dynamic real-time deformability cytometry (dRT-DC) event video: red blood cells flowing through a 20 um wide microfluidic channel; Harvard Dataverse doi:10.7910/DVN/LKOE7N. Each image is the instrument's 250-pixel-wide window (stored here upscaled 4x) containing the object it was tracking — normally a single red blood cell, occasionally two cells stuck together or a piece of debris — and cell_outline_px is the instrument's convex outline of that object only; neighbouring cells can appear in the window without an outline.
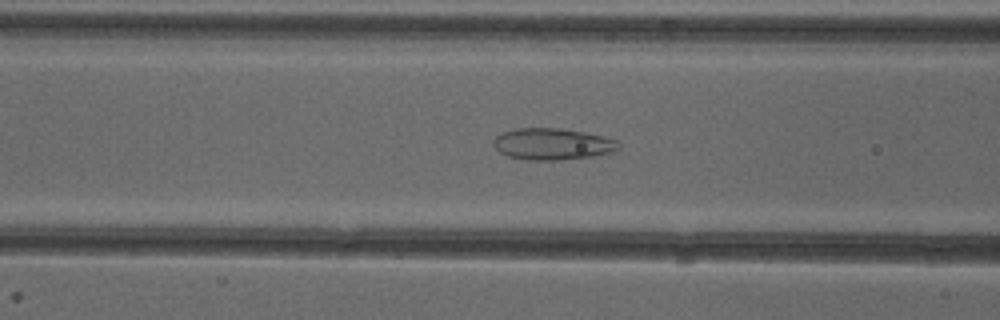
{"species": "common noctule bat (a hibernating species)", "species_latin": "Nyctalus noctula", "temperature_condition": "cold", "stored_images_in_passage": 45, "camera_frame_rate_fps": 3000, "um_per_image_px": 0.085, "animal": {"sex": "female"}, "frame": {"image": 1, "passage_image": 20, "time_ms": 6.333, "image_size_px": [1000, 320], "cell_outline_px": [[620, 148], [612, 152], [592, 156], [556, 160], [524, 160], [508, 156], [500, 152], [492, 144], [492, 140], [496, 136], [504, 132], [516, 128], [560, 128], [584, 132], [604, 136], [616, 140], [620, 144]], "centroid_in_image_um": [46.94, 12.24], "position_along_channel_um": 119.7, "area_um2": 23.06}}
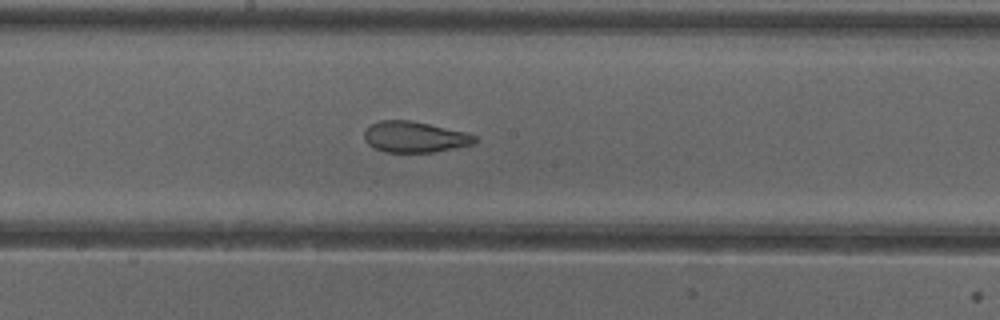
{"frame": {"image": 2, "passage_image": 27, "time_ms": 8.667, "image_size_px": [1000, 320], "cell_outline_px": [[476, 144], [436, 152], [384, 152], [368, 144], [364, 140], [364, 132], [372, 124], [380, 120], [408, 120], [428, 124], [464, 132], [476, 136]], "centroid_in_image_um": [35.25, 11.65], "position_along_channel_um": 212.9, "area_um2": 19.83}}
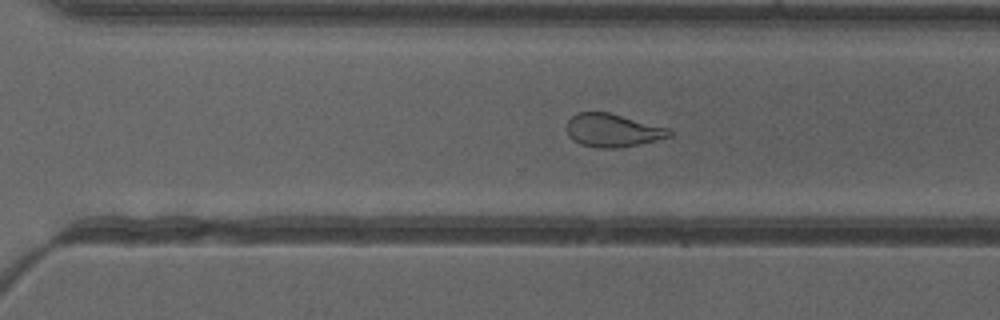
{"frame": {"image": 3, "passage_image": 35, "time_ms": 11.333, "image_size_px": [1000, 320], "cell_outline_px": [[672, 136], [640, 144], [620, 148], [596, 148], [580, 144], [572, 140], [568, 132], [568, 120], [572, 116], [580, 112], [608, 112], [672, 128]], "centroid_in_image_um": [52.13, 11.08], "position_along_channel_um": 318.5, "area_um2": 20.0}, "authors_computed_cell_mechanics": {"area_um2": 23.0622, "velocity_mm_per_s": 3.9884, "shape_relaxation_time_tau1_ms": null, "shape_relaxation_time_tau2_ms": 1.3597, "deformation_change_tau1": null, "deformation_change_tau2": 0.0866}}